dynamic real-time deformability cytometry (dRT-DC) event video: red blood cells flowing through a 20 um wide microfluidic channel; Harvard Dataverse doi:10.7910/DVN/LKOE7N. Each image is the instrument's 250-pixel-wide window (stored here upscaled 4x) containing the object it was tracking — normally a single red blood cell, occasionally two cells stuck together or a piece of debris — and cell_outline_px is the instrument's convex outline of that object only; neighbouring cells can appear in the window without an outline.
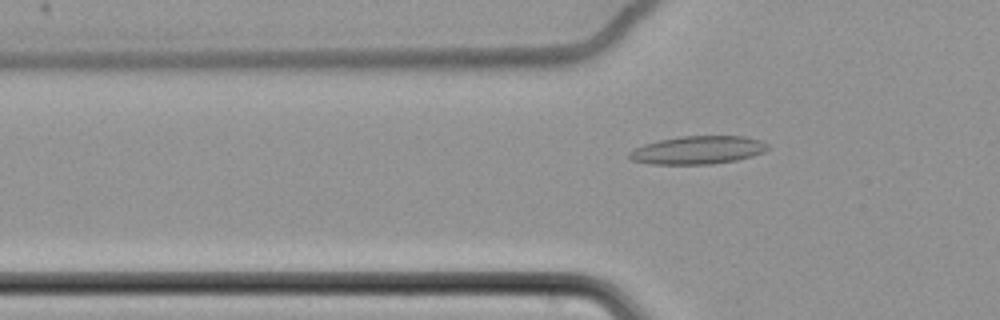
{"species": "common noctule bat (a hibernating species)", "species_latin": "Nyctalus noctula", "temperature_condition": "cold", "stored_images_in_passage": 61, "camera_frame_rate_fps": 3000, "um_per_image_px": 0.085, "animal": {"sex": "female", "body_mass_g": 22.7, "forearm_length_mm": 54.2}, "frame": {"image": 1, "passage_image": 22, "time_ms": 7.0, "image_size_px": [1000, 320], "cell_outline_px": [[768, 148], [764, 152], [752, 156], [736, 160], [712, 164], [652, 164], [632, 160], [628, 156], [628, 152], [644, 144], [660, 140], [680, 136], [744, 136], [760, 140], [768, 144]], "centroid_in_image_um": [59.33, 12.75], "position_along_channel_um": 66.5, "area_um2": 22.6}}
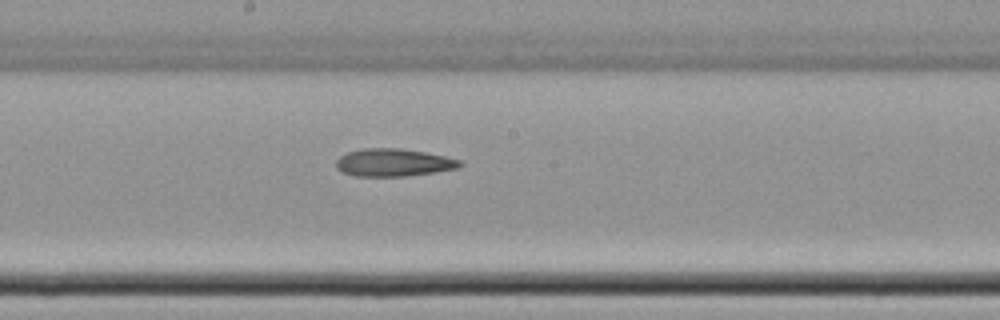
{"frame": {"image": 2, "passage_image": 35, "time_ms": 11.333, "image_size_px": [1000, 320], "cell_outline_px": [[464, 164], [456, 168], [436, 172], [404, 176], [356, 176], [344, 172], [336, 168], [336, 160], [340, 156], [348, 152], [364, 148], [400, 148], [424, 152], [464, 160]], "centroid_in_image_um": [33.47, 13.81], "position_along_channel_um": 214.7, "area_um2": 19.94}}
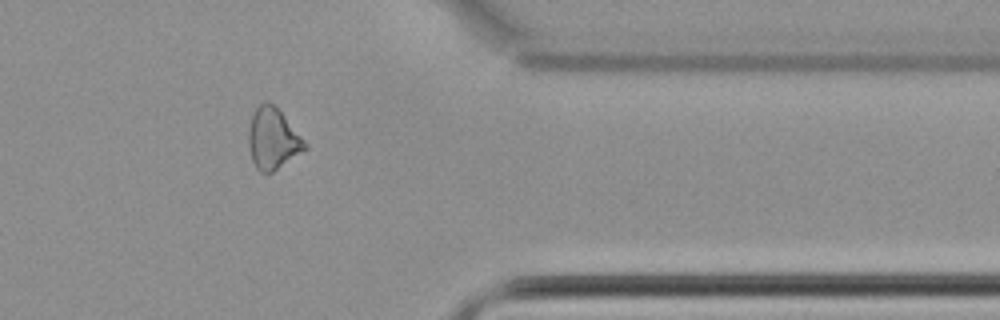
{"frame": {"image": 3, "passage_image": 51, "time_ms": 16.667, "image_size_px": [1000, 320], "cell_outline_px": [[308, 148], [272, 172], [260, 172], [256, 168], [252, 160], [248, 144], [248, 132], [252, 116], [256, 108], [260, 104], [268, 100], [280, 112], [308, 144]], "centroid_in_image_um": [23.18, 11.81], "position_along_channel_um": 388.2, "area_um2": 19.71}}